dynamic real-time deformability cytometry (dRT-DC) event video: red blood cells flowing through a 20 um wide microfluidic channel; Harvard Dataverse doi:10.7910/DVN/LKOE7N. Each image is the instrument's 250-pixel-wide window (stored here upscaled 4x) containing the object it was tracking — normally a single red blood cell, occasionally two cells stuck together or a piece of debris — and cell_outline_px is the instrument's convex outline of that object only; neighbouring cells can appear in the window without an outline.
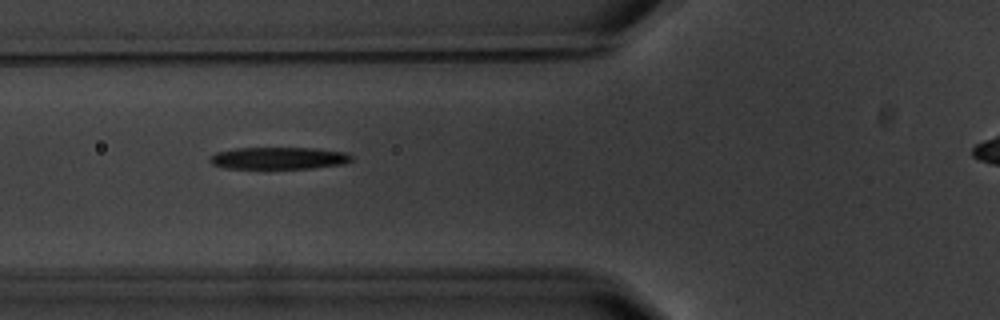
{"species": "common noctule bat (a hibernating species)", "species_latin": "Nyctalus noctula", "temperature_condition": "warm", "stored_images_in_passage": 6, "camera_frame_rate_fps": 3000, "um_per_image_px": 0.085, "animal": {"sex": "male", "body_mass_g": 20.1, "forearm_length_mm": 53.5}, "frame": {"image": 1, "passage_image": 4, "time_ms": 3.667, "image_size_px": [1000, 320], "cell_outline_px": [[352, 160], [344, 164], [312, 168], [224, 168], [212, 164], [208, 160], [208, 156], [216, 152], [236, 148], [316, 148], [344, 152], [352, 156]], "centroid_in_image_um": [23.66, 13.44], "position_along_channel_um": 102.1, "area_um2": 18.26}}
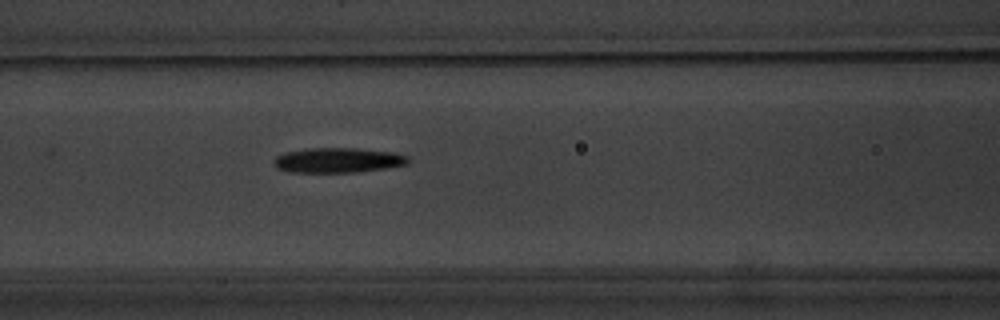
{"frame": {"image": 2, "passage_image": 5, "time_ms": 4.667, "image_size_px": [1000, 320], "cell_outline_px": [[412, 160], [408, 164], [384, 168], [356, 172], [288, 172], [276, 168], [272, 160], [276, 156], [284, 152], [308, 148], [356, 148], [392, 152], [408, 156]], "centroid_in_image_um": [28.7, 13.61], "position_along_channel_um": 137.9, "area_um2": 19.65}}